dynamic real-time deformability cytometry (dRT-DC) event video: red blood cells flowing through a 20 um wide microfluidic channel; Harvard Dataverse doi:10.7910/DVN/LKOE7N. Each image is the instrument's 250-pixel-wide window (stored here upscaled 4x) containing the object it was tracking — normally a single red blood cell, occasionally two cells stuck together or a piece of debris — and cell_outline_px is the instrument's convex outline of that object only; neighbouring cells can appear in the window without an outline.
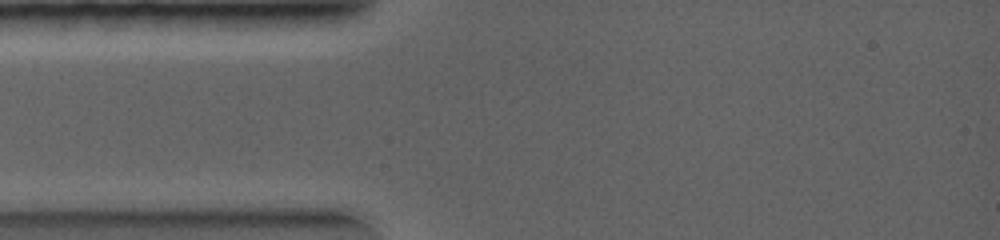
{"species": "common noctule bat (a hibernating species)", "species_latin": "Nyctalus noctula", "temperature_condition": "warm", "stored_images_in_passage": 1, "camera_frame_rate_fps": 5000, "um_per_image_px": 0.085, "animal": {"sex": "female", "body_mass_g": 19.0, "forearm_length_mm": 56.7}, "frame": {"image": 1, "passage_image": 1, "time_ms": 0.0, "image_size_px": [1000, 240], "cell_outline_px": [[528, 104], [512, 140], [504, 152], [476, 160], [472, 160], [468, 152], [468, 144], [476, 120], [488, 88], [492, 80], [520, 88], [528, 100]], "centroid_in_image_um": [42.25, 10.24], "position_along_channel_um": 42.7, "area_um2": 21.73}}